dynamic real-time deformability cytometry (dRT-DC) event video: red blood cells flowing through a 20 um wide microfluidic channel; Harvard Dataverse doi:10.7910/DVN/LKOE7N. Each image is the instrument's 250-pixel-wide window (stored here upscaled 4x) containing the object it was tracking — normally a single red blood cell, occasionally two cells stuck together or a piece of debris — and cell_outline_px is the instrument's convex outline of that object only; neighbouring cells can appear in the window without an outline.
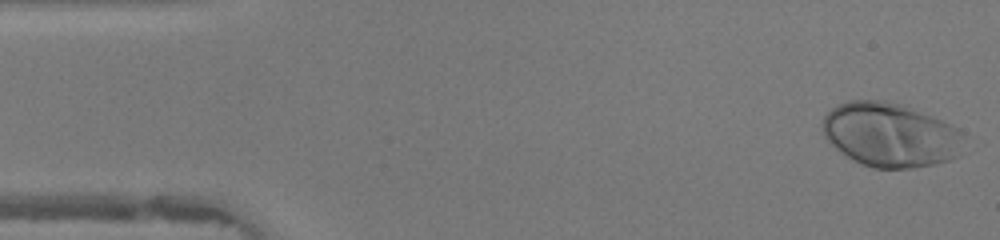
{"species": "human", "species_latin": "Homo sapiens", "temperature_condition": "warm", "stored_images_in_passage": 45, "camera_frame_rate_fps": 3000, "um_per_image_px": 0.085, "donor": {"sex": "female"}, "frame": {"image": 1, "passage_image": 1, "time_ms": 0.0, "image_size_px": [1000, 240], "cell_outline_px": [[960, 136], [956, 156], [948, 160], [936, 164], [912, 168], [872, 168], [852, 160], [836, 148], [824, 136], [820, 124], [824, 116], [832, 108], [848, 100], [884, 100], [908, 104], [952, 124], [960, 128]], "centroid_in_image_um": [75.63, 11.43], "position_along_channel_um": 9.4, "area_um2": 53.12}}
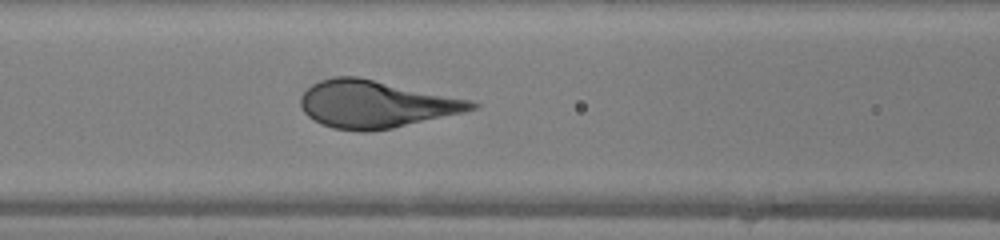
{"frame": {"image": 2, "passage_image": 18, "time_ms": 5.667, "image_size_px": [1000, 240], "cell_outline_px": [[480, 104], [476, 108], [464, 112], [392, 128], [368, 132], [360, 132], [332, 128], [308, 116], [304, 112], [300, 104], [300, 96], [312, 84], [320, 80], [336, 76], [360, 76], [472, 100]], "centroid_in_image_um": [31.94, 8.84], "position_along_channel_um": 134.7, "area_um2": 47.22}}
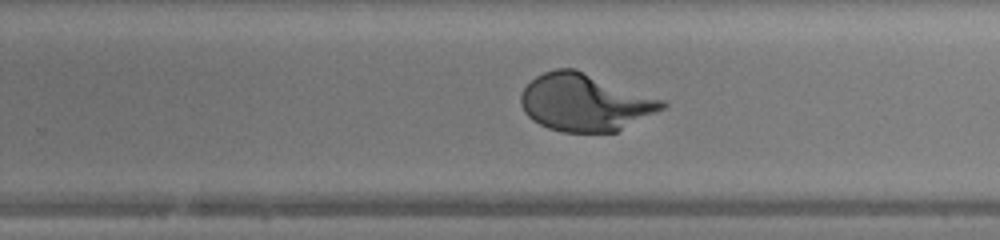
{"frame": {"image": 3, "passage_image": 28, "time_ms": 9.0, "image_size_px": [1000, 240], "cell_outline_px": [[668, 104], [664, 108], [616, 132], [564, 132], [548, 128], [532, 120], [524, 112], [520, 104], [520, 96], [524, 88], [536, 76], [544, 72], [556, 68], [576, 68], [664, 100]], "centroid_in_image_um": [49.7, 8.69], "position_along_channel_um": 280.1, "area_um2": 47.16}}